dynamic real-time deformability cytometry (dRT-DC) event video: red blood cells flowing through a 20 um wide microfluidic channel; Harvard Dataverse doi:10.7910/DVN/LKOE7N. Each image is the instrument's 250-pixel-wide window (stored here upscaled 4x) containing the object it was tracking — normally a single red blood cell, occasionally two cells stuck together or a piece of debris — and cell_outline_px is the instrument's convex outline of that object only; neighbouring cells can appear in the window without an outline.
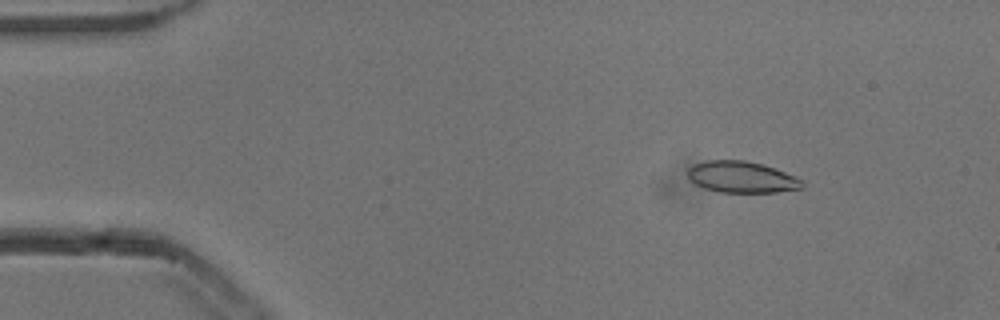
{"species": "common noctule bat (a hibernating species)", "species_latin": "Nyctalus noctula", "temperature_condition": "cold", "stored_images_in_passage": 53, "camera_frame_rate_fps": 3000, "um_per_image_px": 0.085, "animal": {"sex": "male", "body_mass_g": 13.3}, "frame": {"image": 1, "passage_image": 7, "time_ms": 2.0, "image_size_px": [1000, 320], "cell_outline_px": [[804, 188], [776, 192], [720, 192], [704, 188], [688, 180], [688, 168], [692, 164], [704, 160], [744, 160], [764, 164], [796, 176], [804, 180]], "centroid_in_image_um": [63.05, 15.04], "position_along_channel_um": 22.0, "area_um2": 21.27}}
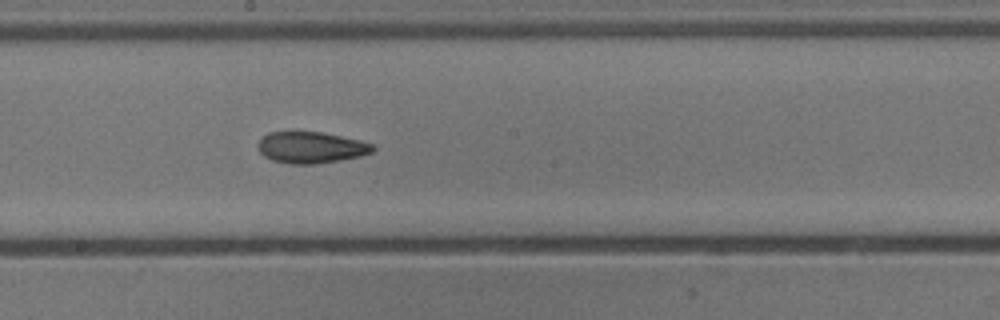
{"frame": {"image": 2, "passage_image": 29, "time_ms": 9.333, "image_size_px": [1000, 320], "cell_outline_px": [[376, 148], [372, 152], [360, 156], [340, 160], [316, 164], [292, 164], [272, 160], [264, 156], [256, 148], [256, 144], [268, 132], [320, 132], [360, 140], [372, 144]], "centroid_in_image_um": [26.41, 12.54], "position_along_channel_um": 221.8, "area_um2": 20.98}}
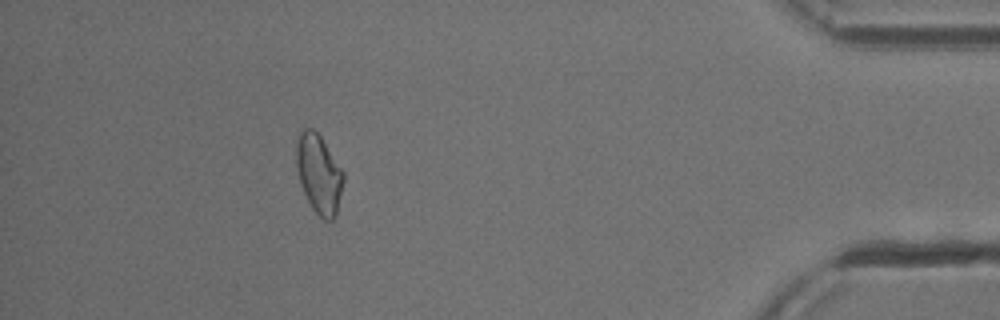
{"frame": {"image": 3, "passage_image": 48, "time_ms": 15.667, "image_size_px": [1000, 320], "cell_outline_px": [[344, 180], [336, 216], [332, 220], [324, 220], [312, 208], [300, 184], [296, 168], [296, 136], [304, 128], [312, 128], [320, 136], [344, 172]], "centroid_in_image_um": [27.09, 14.77], "position_along_channel_um": 408.1, "area_um2": 21.73}, "authors_computed_cell_mechanics": {"area_um2": 21.386, "velocity_mm_per_s": 3.8253, "shape_relaxation_time_tau1_ms": 8.7696, "shape_relaxation_time_tau2_ms": 4.2988, "deformation_change_tau1": 0.178, "deformation_change_tau2": 0.093}}